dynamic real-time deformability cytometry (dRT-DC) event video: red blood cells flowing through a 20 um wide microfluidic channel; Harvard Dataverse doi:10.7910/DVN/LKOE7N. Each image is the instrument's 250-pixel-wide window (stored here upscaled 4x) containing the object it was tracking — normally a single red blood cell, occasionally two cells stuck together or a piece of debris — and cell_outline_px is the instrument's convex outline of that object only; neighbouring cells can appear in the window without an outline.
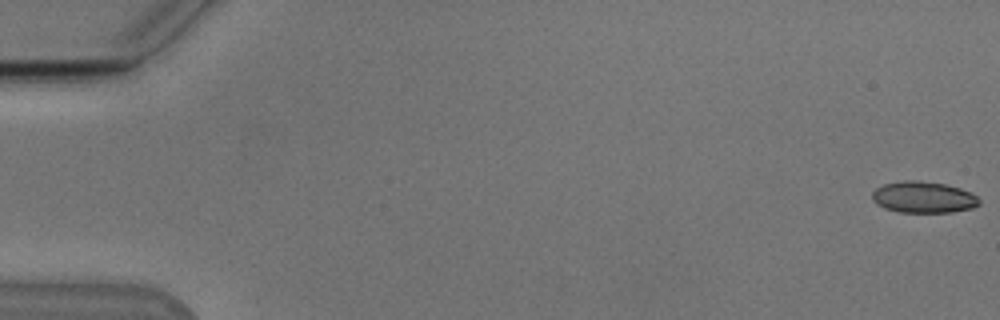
{"species": "Egyptian fruit bat (a non-hibernating species)", "species_latin": "Rousettus aegyptiacus", "temperature_condition": "cold", "stored_images_in_passage": 16, "camera_frame_rate_fps": 3000, "um_per_image_px": 0.085, "animal": {"sex": "male"}, "frame": {"image": 1, "passage_image": 1, "time_ms": 0.0, "image_size_px": [1000, 320], "cell_outline_px": [[980, 204], [972, 208], [952, 212], [900, 212], [884, 208], [876, 204], [872, 200], [872, 192], [876, 188], [884, 184], [904, 180], [916, 180], [944, 184], [960, 188], [972, 192], [980, 200]], "centroid_in_image_um": [78.49, 16.76], "position_along_channel_um": 6.5, "area_um2": 19.65}}